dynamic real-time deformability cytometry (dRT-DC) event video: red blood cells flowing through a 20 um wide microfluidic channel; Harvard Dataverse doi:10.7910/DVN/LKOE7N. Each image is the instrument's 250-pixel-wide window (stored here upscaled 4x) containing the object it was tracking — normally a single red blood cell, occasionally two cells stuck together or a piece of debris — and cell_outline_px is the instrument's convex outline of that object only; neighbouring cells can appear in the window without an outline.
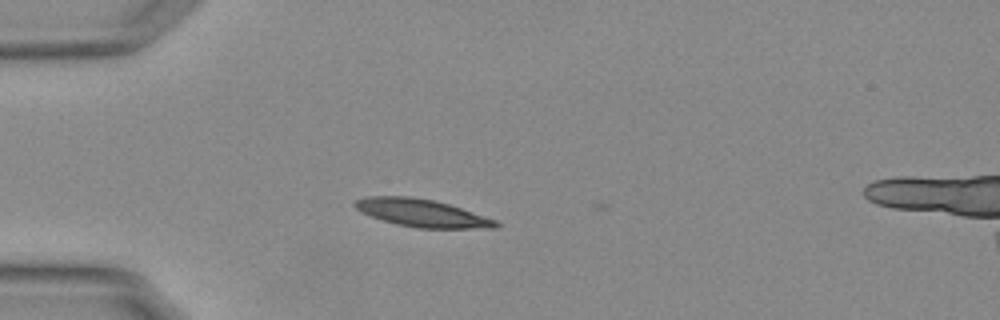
{"species": "Egyptian fruit bat (a non-hibernating species)", "species_latin": "Rousettus aegyptiacus", "temperature_condition": "warm", "stored_images_in_passage": 4, "camera_frame_rate_fps": 3000, "um_per_image_px": 0.085, "animal": {"sex": "female"}, "frame": {"image": 1, "passage_image": 1, "time_ms": 0.0, "image_size_px": [1000, 320], "cell_outline_px": [[500, 228], [416, 228], [396, 224], [360, 212], [352, 204], [356, 200], [364, 196], [408, 196], [432, 200], [448, 204], [496, 220], [500, 224]], "centroid_in_image_um": [35.84, 18.11], "position_along_channel_um": 49.2, "area_um2": 22.54}}